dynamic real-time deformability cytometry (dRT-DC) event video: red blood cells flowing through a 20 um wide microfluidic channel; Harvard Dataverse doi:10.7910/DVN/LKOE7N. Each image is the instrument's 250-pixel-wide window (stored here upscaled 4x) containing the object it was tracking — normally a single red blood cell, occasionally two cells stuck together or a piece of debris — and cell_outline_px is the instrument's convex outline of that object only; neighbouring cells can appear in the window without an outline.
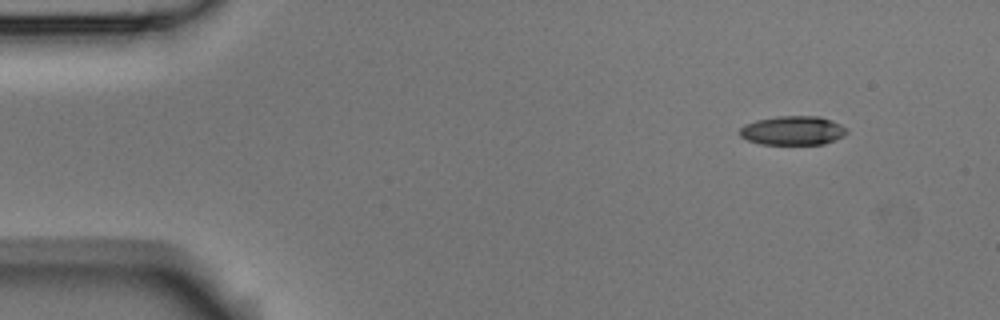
{"species": "Egyptian fruit bat (a non-hibernating species)", "species_latin": "Rousettus aegyptiacus", "temperature_condition": "room temperature", "stored_images_in_passage": 4, "camera_frame_rate_fps": 3000, "um_per_image_px": 0.085, "animal": {"sex": "male"}, "frame": {"image": 1, "passage_image": 1, "time_ms": 0.0, "image_size_px": [1000, 320], "cell_outline_px": [[848, 132], [844, 136], [824, 144], [760, 144], [748, 140], [740, 136], [740, 128], [744, 124], [756, 120], [776, 116], [820, 116], [832, 120], [848, 128]], "centroid_in_image_um": [67.41, 11.09], "position_along_channel_um": 17.6, "area_um2": 18.26}}
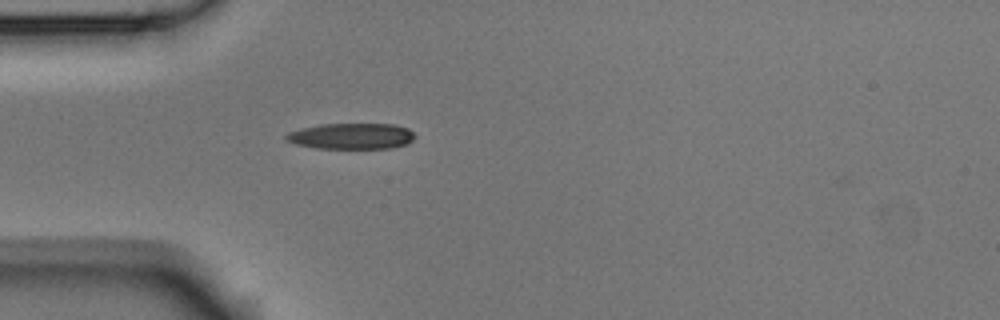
{"frame": {"image": 2, "passage_image": 4, "time_ms": 1.0, "image_size_px": [1000, 320], "cell_outline_px": [[416, 136], [408, 144], [392, 148], [316, 148], [296, 144], [288, 140], [284, 136], [288, 132], [300, 128], [320, 124], [392, 124], [408, 128]], "centroid_in_image_um": [29.88, 11.57], "position_along_channel_um": 55.1, "area_um2": 19.48}}